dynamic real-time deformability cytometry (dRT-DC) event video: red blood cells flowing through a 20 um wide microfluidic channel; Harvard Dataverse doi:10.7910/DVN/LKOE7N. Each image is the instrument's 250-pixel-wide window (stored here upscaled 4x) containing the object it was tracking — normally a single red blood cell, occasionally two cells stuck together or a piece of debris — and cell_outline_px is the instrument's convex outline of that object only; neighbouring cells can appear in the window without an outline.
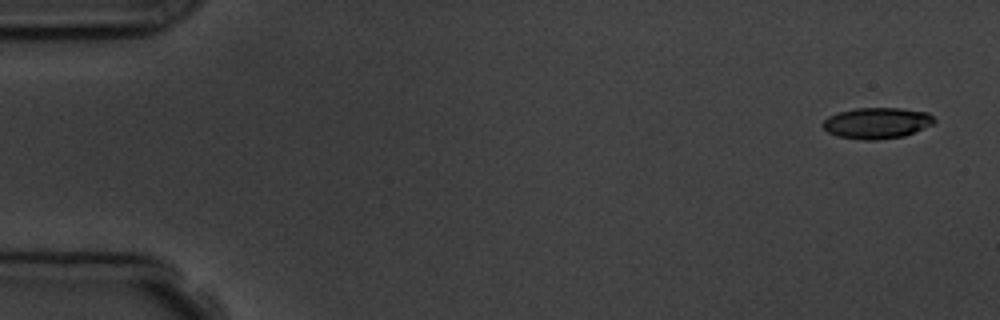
{"species": "common noctule bat (a hibernating species)", "species_latin": "Nyctalus noctula", "temperature_condition": "room temperature", "stored_images_in_passage": 5, "camera_frame_rate_fps": 3000, "um_per_image_px": 0.085, "animal": {"sex": "male", "body_mass_g": 19.5, "forearm_length_mm": 54.6}, "frame": {"image": 1, "passage_image": 1, "time_ms": 0.0, "image_size_px": [1000, 320], "cell_outline_px": [[936, 120], [932, 124], [904, 136], [876, 140], [864, 140], [836, 136], [828, 132], [820, 124], [828, 116], [840, 112], [856, 108], [900, 108], [928, 112]], "centroid_in_image_um": [74.51, 10.46], "position_along_channel_um": 10.5, "area_um2": 20.11}}
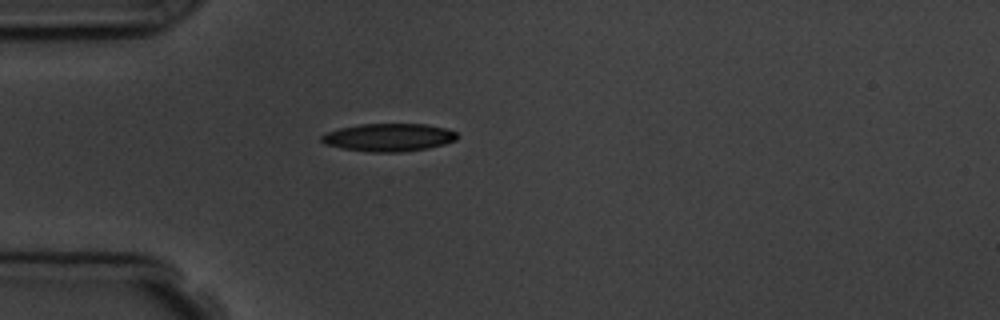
{"frame": {"image": 2, "passage_image": 5, "time_ms": 4.333, "image_size_px": [1000, 320], "cell_outline_px": [[460, 136], [456, 140], [444, 144], [428, 148], [400, 152], [372, 152], [340, 148], [324, 144], [320, 140], [320, 136], [328, 132], [340, 128], [360, 124], [424, 124], [444, 128], [456, 132]], "centroid_in_image_um": [33.03, 11.68], "position_along_channel_um": 52.0, "area_um2": 22.02}}